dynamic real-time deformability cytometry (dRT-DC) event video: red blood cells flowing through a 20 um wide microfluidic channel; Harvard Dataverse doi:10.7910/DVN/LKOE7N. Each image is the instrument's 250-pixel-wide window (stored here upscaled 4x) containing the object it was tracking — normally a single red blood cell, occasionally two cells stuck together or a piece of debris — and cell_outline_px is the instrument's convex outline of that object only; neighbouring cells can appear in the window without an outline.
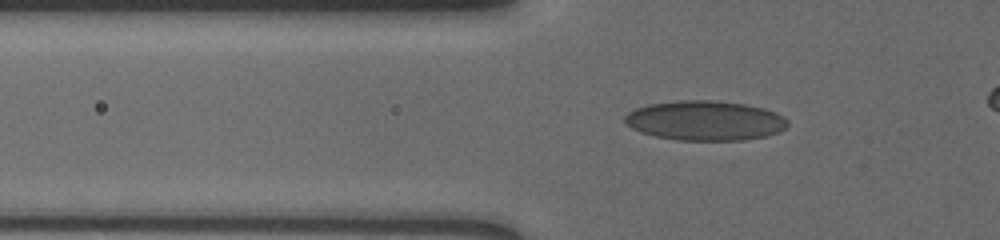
{"species": "human", "species_latin": "Homo sapiens", "temperature_condition": "cold", "stored_images_in_passage": 38, "camera_frame_rate_fps": 3000, "um_per_image_px": 0.085, "donor": {"sex": "male"}, "frame": {"image": 1, "passage_image": 2, "time_ms": 0.333, "image_size_px": [1000, 240], "cell_outline_px": [[788, 124], [780, 132], [768, 136], [744, 140], [676, 140], [656, 136], [640, 132], [632, 128], [624, 120], [624, 116], [628, 112], [636, 108], [648, 104], [680, 100], [712, 100], [744, 104], [764, 108], [776, 112], [784, 116], [788, 120]], "centroid_in_image_um": [59.96, 10.25], "position_along_channel_um": 65.8, "area_um2": 37.86}}
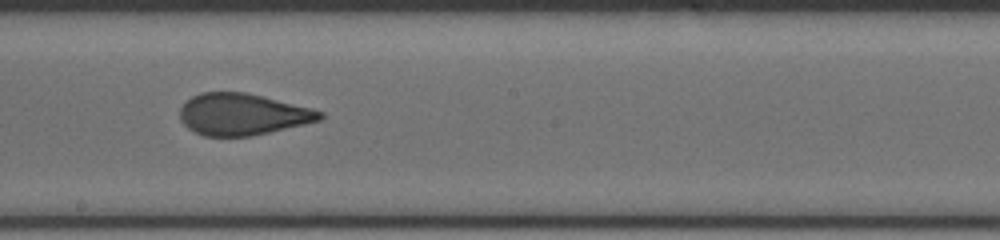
{"frame": {"image": 2, "passage_image": 16, "time_ms": 5.0, "image_size_px": [1000, 240], "cell_outline_px": [[324, 116], [320, 120], [304, 124], [268, 132], [248, 136], [204, 136], [188, 128], [180, 120], [180, 108], [192, 96], [200, 92], [244, 92], [312, 108], [324, 112]], "centroid_in_image_um": [20.6, 9.71], "position_along_channel_um": 227.6, "area_um2": 33.64}}
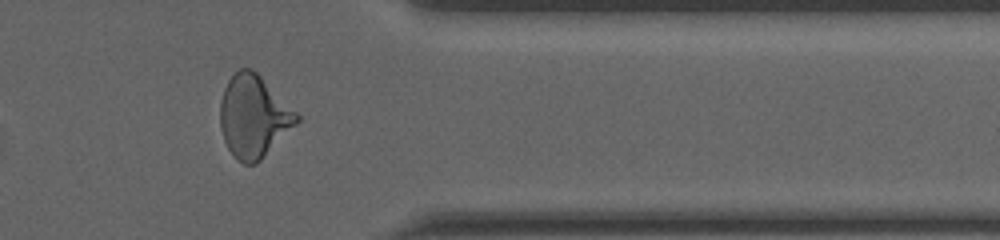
{"frame": {"image": 3, "passage_image": 30, "time_ms": 9.667, "image_size_px": [1000, 240], "cell_outline_px": [[300, 120], [256, 164], [244, 164], [236, 160], [228, 148], [224, 140], [220, 128], [220, 104], [224, 88], [228, 80], [240, 68], [252, 68], [300, 116]], "centroid_in_image_um": [21.53, 9.91], "position_along_channel_um": 389.9, "area_um2": 36.24}, "authors_computed_cell_mechanics": {"area_um2": 34.6511, "velocity_mm_per_s": 3.6152, "shape_relaxation_time_tau1_ms": null, "shape_relaxation_time_tau2_ms": 0.9031, "deformation_change_tau1": null, "deformation_change_tau2": 0.05}}